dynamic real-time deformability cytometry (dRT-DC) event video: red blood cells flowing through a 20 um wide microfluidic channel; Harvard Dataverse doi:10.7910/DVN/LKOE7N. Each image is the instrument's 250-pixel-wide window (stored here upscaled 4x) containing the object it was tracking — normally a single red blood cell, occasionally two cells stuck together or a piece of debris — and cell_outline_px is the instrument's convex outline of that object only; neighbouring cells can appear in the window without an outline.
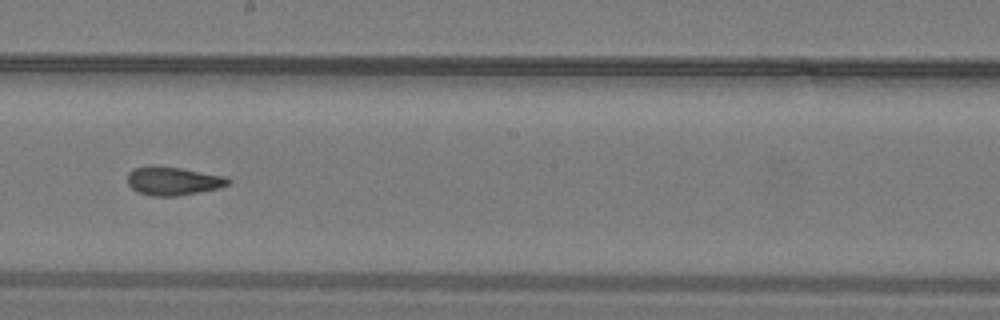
{"species": "common noctule bat (a hibernating species)", "species_latin": "Nyctalus noctula", "temperature_condition": "warm", "stored_images_in_passage": 38, "camera_frame_rate_fps": 3000, "um_per_image_px": 0.085, "animal": {"sex": "male", "body_mass_g": 19.2, "forearm_length_mm": 51.8}, "frame": {"image": 1, "passage_image": 17, "time_ms": 5.333, "image_size_px": [1000, 320], "cell_outline_px": [[232, 180], [228, 184], [216, 188], [176, 196], [152, 196], [140, 192], [132, 188], [128, 184], [128, 172], [132, 168], [152, 164], [180, 168], [224, 176]], "centroid_in_image_um": [14.65, 15.35], "position_along_channel_um": 233.6, "area_um2": 16.59}}
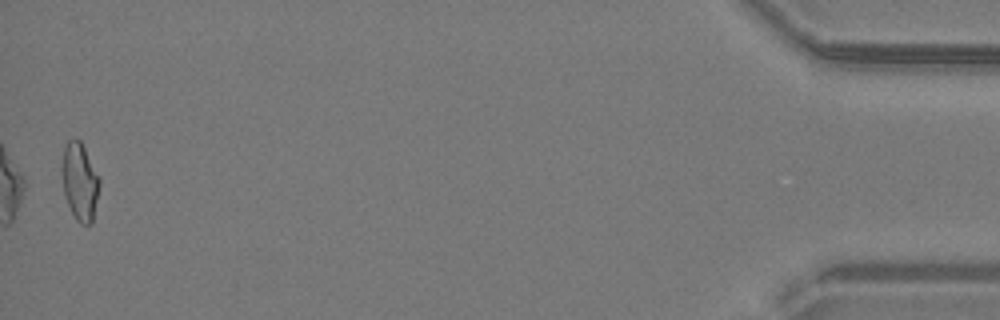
{"frame": {"image": 2, "passage_image": 38, "time_ms": 12.333, "image_size_px": [1000, 320], "cell_outline_px": [[100, 184], [92, 224], [80, 224], [76, 220], [68, 204], [64, 192], [60, 168], [64, 144], [68, 140], [76, 136], [80, 140], [100, 176]], "centroid_in_image_um": [6.77, 15.38], "position_along_channel_um": 428.4, "area_um2": 17.4}, "authors_computed_cell_mechanics": {"area_um2": 17.0799, "velocity_mm_per_s": 4.113, "shape_relaxation_time_tau1_ms": null, "shape_relaxation_time_tau2_ms": 1.8826, "deformation_change_tau1": null, "deformation_change_tau2": 0.0955}}